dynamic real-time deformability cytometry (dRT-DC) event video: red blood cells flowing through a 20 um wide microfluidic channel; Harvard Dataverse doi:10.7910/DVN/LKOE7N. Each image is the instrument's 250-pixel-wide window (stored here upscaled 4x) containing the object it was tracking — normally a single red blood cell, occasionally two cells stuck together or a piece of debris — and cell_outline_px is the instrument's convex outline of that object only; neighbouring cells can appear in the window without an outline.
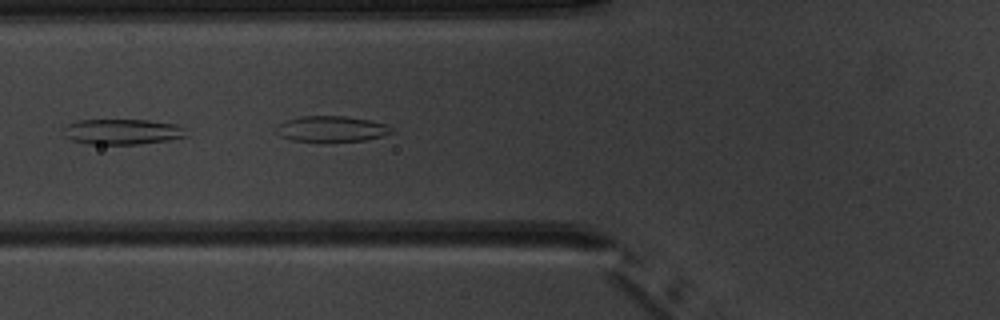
{"species": "common noctule bat (a hibernating species)", "species_latin": "Nyctalus noctula", "temperature_condition": "warm", "stored_images_in_passage": 5, "camera_frame_rate_fps": 3000, "um_per_image_px": 0.085, "animal": {"sex": "male", "body_mass_g": 20.1, "forearm_length_mm": 53.5}, "frame": {"image": 1, "passage_image": 5, "time_ms": 5.0, "image_size_px": [1000, 320], "cell_outline_px": [[188, 136], [168, 140], [136, 144], [88, 144], [72, 140], [64, 136], [64, 128], [68, 124], [76, 120], [148, 120], [176, 124], [184, 128]], "centroid_in_image_um": [10.39, 11.19], "position_along_channel_um": 115.4, "area_um2": 18.21}}